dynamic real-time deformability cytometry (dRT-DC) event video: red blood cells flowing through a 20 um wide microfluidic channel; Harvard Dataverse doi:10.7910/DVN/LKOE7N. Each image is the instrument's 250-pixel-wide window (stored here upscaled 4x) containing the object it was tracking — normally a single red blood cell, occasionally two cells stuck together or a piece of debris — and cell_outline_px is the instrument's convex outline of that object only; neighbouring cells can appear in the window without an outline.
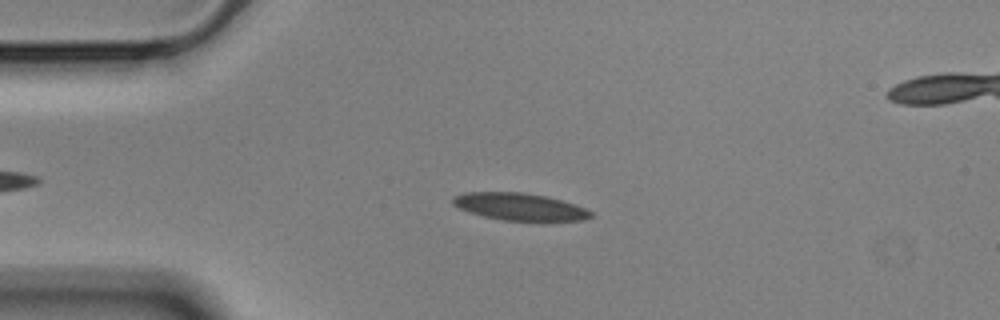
{"species": "Egyptian fruit bat (a non-hibernating species)", "species_latin": "Rousettus aegyptiacus", "temperature_condition": "cold", "stored_images_in_passage": 45, "camera_frame_rate_fps": 3000, "um_per_image_px": 0.085, "animal": {"sex": "male"}, "frame": {"image": 1, "passage_image": 13, "time_ms": 4.0, "image_size_px": [1000, 320], "cell_outline_px": [[592, 216], [580, 220], [540, 224], [504, 220], [484, 216], [468, 212], [452, 204], [452, 196], [464, 192], [524, 192], [544, 196], [560, 200], [584, 208], [592, 212]], "centroid_in_image_um": [44.18, 17.61], "position_along_channel_um": 40.8, "area_um2": 22.6}}
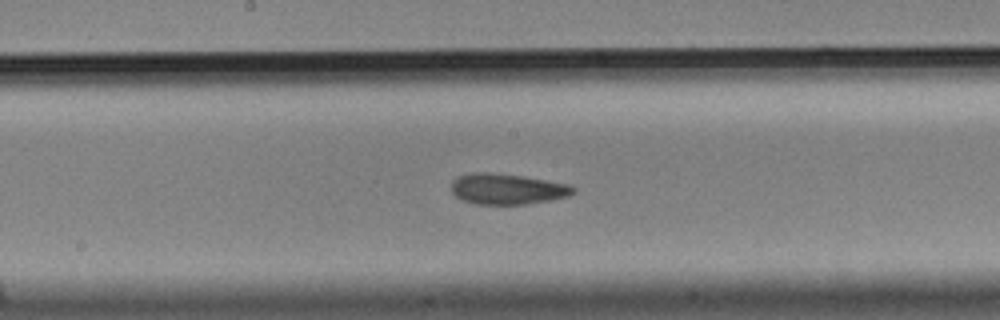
{"frame": {"image": 2, "passage_image": 29, "time_ms": 9.333, "image_size_px": [1000, 320], "cell_outline_px": [[576, 192], [568, 196], [552, 200], [524, 204], [476, 204], [460, 200], [452, 192], [452, 180], [456, 176], [472, 172], [488, 172], [520, 176], [568, 184], [576, 188]], "centroid_in_image_um": [43.08, 16.07], "position_along_channel_um": 205.1, "area_um2": 21.85}}
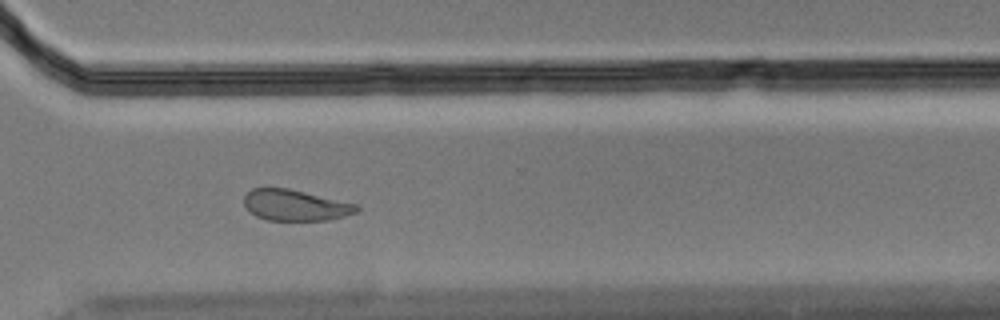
{"frame": {"image": 3, "passage_image": 41, "time_ms": 13.333, "image_size_px": [1000, 320], "cell_outline_px": [[360, 208], [356, 212], [332, 220], [268, 220], [256, 216], [248, 212], [244, 204], [244, 196], [252, 188], [288, 188], [356, 204]], "centroid_in_image_um": [25.07, 17.45], "position_along_channel_um": 345.5, "area_um2": 20.29}, "authors_computed_cell_mechanics": {"area_um2": 21.9062, "velocity_mm_per_s": 3.5209, "shape_relaxation_time_tau1_ms": 7.2578, "shape_relaxation_time_tau2_ms": 3.092, "deformation_change_tau1": 0.1514, "deformation_change_tau2": 0.0975}}